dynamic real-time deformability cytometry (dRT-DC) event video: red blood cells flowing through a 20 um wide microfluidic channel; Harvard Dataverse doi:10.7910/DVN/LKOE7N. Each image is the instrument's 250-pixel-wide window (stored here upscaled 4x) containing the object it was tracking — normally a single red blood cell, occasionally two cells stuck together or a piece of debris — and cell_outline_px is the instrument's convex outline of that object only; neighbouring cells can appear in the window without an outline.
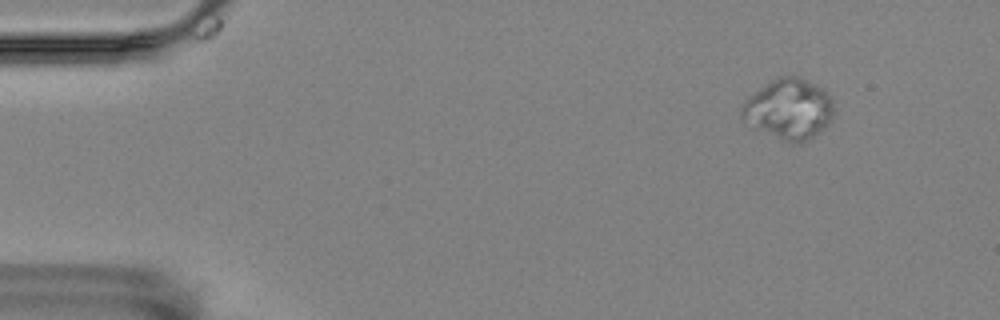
{"species": "Egyptian fruit bat (a non-hibernating species)", "species_latin": "Rousettus aegyptiacus", "temperature_condition": "room temperature", "stored_images_in_passage": 6, "camera_frame_rate_fps": 3000, "um_per_image_px": 0.085, "animal": {"sex": "female"}, "frame": {"image": 1, "passage_image": 2, "time_ms": 0.333, "image_size_px": [1000, 320], "cell_outline_px": [[832, 116], [808, 140], [800, 144], [792, 144], [760, 128], [740, 116], [740, 108], [756, 92], [776, 76], [796, 76], [820, 88], [832, 100]], "centroid_in_image_um": [67.05, 9.25], "position_along_channel_um": 18.0, "area_um2": 30.75}}
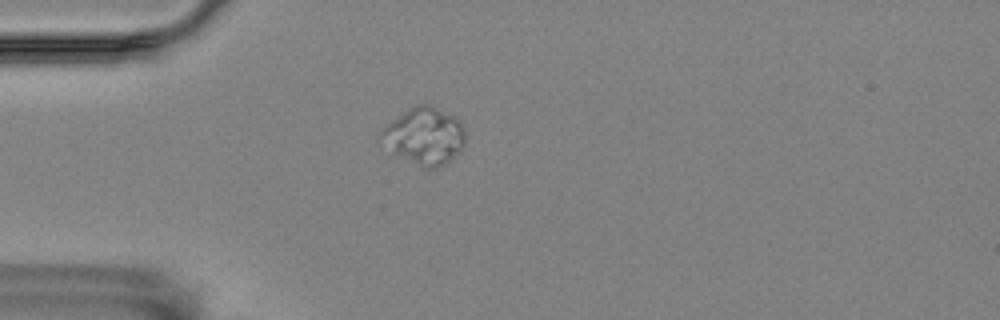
{"frame": {"image": 2, "passage_image": 5, "time_ms": 1.333, "image_size_px": [1000, 320], "cell_outline_px": [[464, 144], [460, 152], [444, 164], [436, 168], [428, 168], [392, 152], [376, 144], [380, 128], [408, 108], [416, 104], [428, 104], [460, 120], [464, 128]], "centroid_in_image_um": [35.99, 11.54], "position_along_channel_um": 49.0, "area_um2": 28.15}}
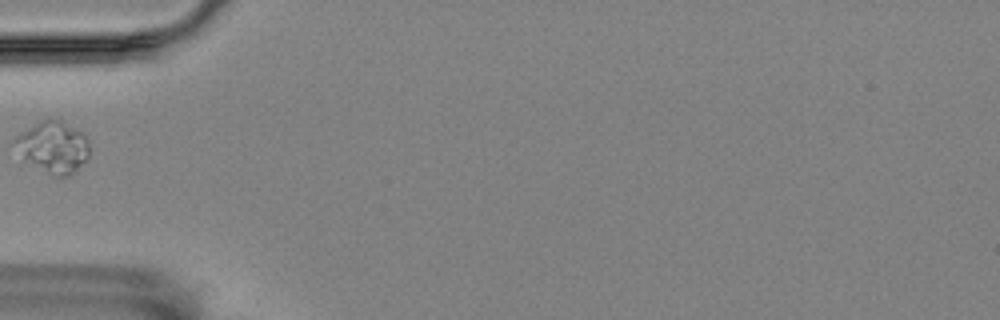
{"frame": {"image": 3, "passage_image": 6, "time_ms": 1.667, "image_size_px": [1000, 320], "cell_outline_px": [[88, 156], [68, 176], [56, 176], [24, 160], [12, 140], [20, 132], [40, 120], [48, 116], [60, 120], [84, 132], [88, 140]], "centroid_in_image_um": [4.5, 12.43], "position_along_channel_um": 80.5, "area_um2": 22.2}}